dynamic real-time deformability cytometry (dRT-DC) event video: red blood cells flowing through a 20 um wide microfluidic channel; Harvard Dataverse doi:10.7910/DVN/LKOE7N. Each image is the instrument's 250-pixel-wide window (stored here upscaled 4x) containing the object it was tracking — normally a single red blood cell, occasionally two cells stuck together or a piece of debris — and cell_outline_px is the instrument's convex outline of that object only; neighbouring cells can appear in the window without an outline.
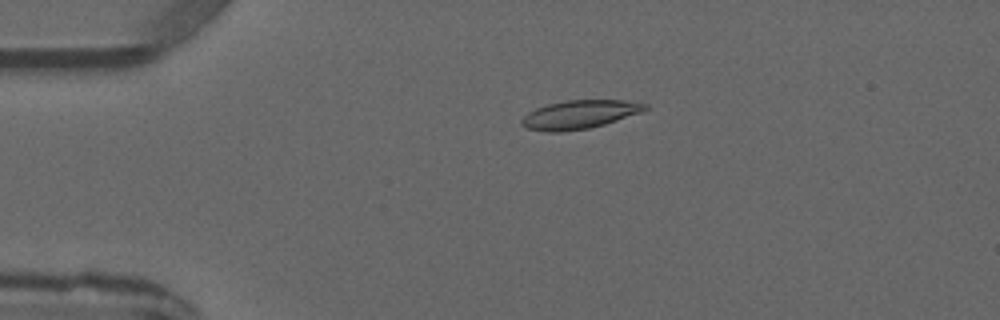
{"species": "common noctule bat (a hibernating species)", "species_latin": "Nyctalus noctula", "temperature_condition": "warm", "stored_images_in_passage": 2, "camera_frame_rate_fps": 3000, "um_per_image_px": 0.085, "animal": {"sex": "male", "forearm_length_mm": 52.5}, "frame": {"image": 1, "passage_image": 1, "time_ms": 0.0, "image_size_px": [1000, 320], "cell_outline_px": [[648, 108], [640, 112], [604, 124], [588, 128], [560, 132], [544, 132], [528, 128], [520, 124], [520, 120], [528, 112], [536, 108], [548, 104], [568, 100], [624, 100], [648, 104]], "centroid_in_image_um": [49.22, 9.73], "position_along_channel_um": 35.8, "area_um2": 20.35}}